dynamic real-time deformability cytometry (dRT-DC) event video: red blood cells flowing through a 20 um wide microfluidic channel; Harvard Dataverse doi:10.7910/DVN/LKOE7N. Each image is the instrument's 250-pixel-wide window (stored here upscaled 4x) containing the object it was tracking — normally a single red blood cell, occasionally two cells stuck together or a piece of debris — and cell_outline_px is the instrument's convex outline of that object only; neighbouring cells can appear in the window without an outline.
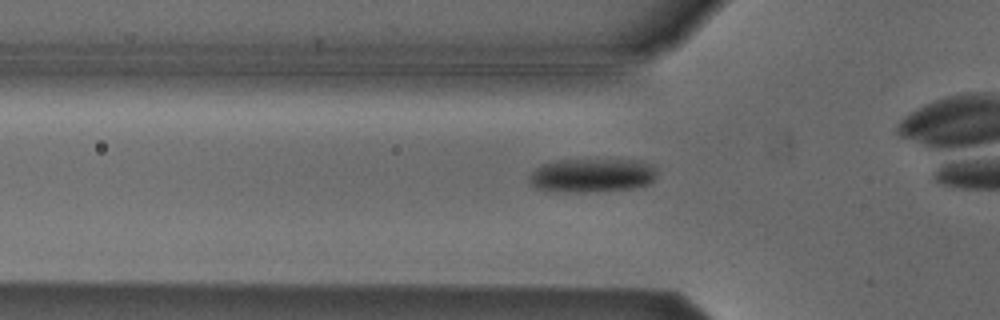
{"species": "Egyptian fruit bat (a non-hibernating species)", "species_latin": "Rousettus aegyptiacus", "temperature_condition": "cold", "stored_images_in_passage": 39, "camera_frame_rate_fps": 3000, "um_per_image_px": 0.085, "animal": {"sex": "male"}, "frame": {"image": 1, "passage_image": 8, "time_ms": 2.333, "image_size_px": [1000, 320], "cell_outline_px": [[656, 176], [648, 184], [632, 188], [588, 192], [568, 192], [536, 188], [528, 184], [528, 176], [540, 164], [556, 160], [640, 160], [652, 164], [656, 168]], "centroid_in_image_um": [50.29, 14.9], "position_along_channel_um": 75.5, "area_um2": 25.32}}
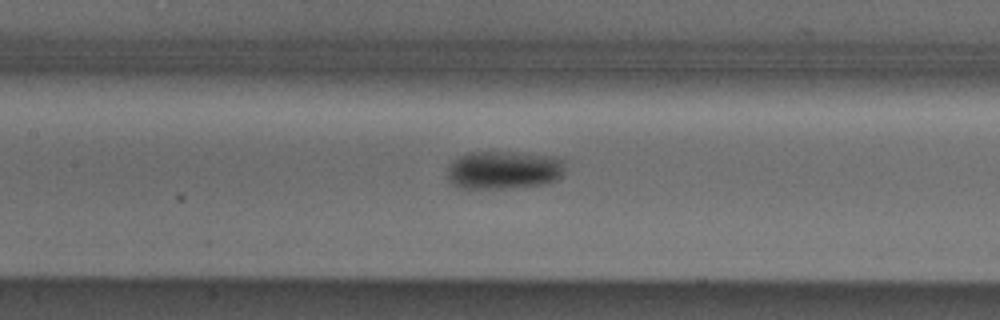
{"frame": {"image": 2, "passage_image": 15, "time_ms": 4.667, "image_size_px": [1000, 320], "cell_outline_px": [[564, 172], [556, 180], [548, 184], [512, 188], [460, 188], [448, 184], [444, 172], [448, 164], [452, 160], [468, 152], [516, 152], [552, 156], [564, 160]], "centroid_in_image_um": [42.75, 14.46], "position_along_channel_um": 164.7, "area_um2": 26.93}}
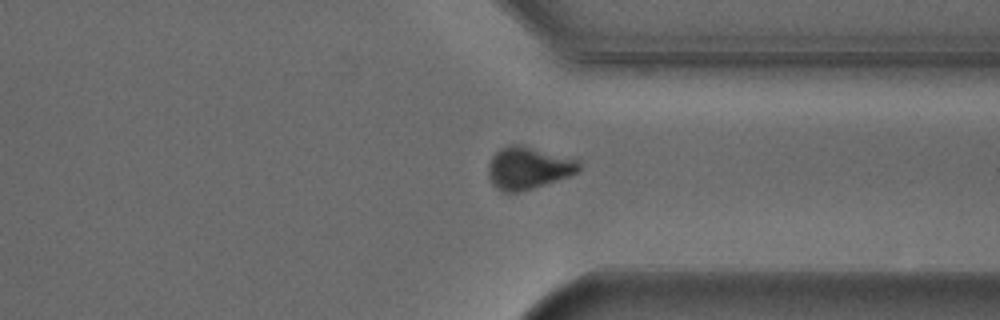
{"frame": {"image": 3, "passage_image": 31, "time_ms": 10.0, "image_size_px": [1000, 320], "cell_outline_px": [[580, 168], [576, 172], [568, 176], [520, 192], [504, 192], [496, 188], [492, 184], [488, 176], [488, 164], [492, 156], [500, 148], [512, 144], [520, 144], [576, 156], [580, 160]], "centroid_in_image_um": [44.94, 14.23], "position_along_channel_um": 366.5, "area_um2": 22.89}, "authors_computed_cell_mechanics": {"area_um2": 25.3164, "velocity_mm_per_s": 3.8058, "shape_relaxation_time_tau1_ms": 2.6687, "shape_relaxation_time_tau2_ms": null, "deformation_change_tau1": 0.0951, "deformation_change_tau2": null}}